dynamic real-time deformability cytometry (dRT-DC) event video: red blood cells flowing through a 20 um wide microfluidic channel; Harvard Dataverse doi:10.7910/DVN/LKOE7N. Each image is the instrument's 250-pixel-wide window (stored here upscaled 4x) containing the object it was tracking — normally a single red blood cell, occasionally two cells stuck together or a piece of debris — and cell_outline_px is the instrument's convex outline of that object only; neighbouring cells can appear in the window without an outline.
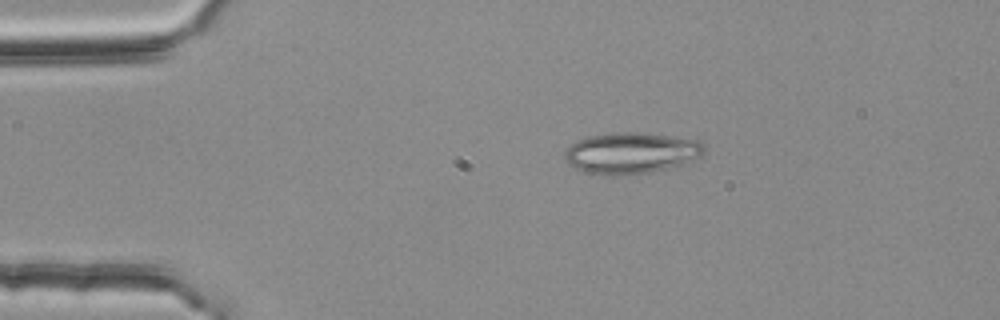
{"species": "common noctule bat (a hibernating species)", "species_latin": "Nyctalus noctula", "temperature_condition": "room temperature", "stored_images_in_passage": 7, "camera_frame_rate_fps": 3000, "um_per_image_px": 0.085, "animal": {"sex": "female", "body_mass_g": 25.1}, "frame": {"image": 1, "passage_image": 1, "time_ms": 0.0, "image_size_px": [1000, 320], "cell_outline_px": [[704, 152], [700, 156], [680, 164], [652, 172], [588, 172], [576, 168], [564, 156], [564, 152], [572, 144], [588, 136], [620, 132], [640, 132], [700, 140], [704, 144]], "centroid_in_image_um": [53.71, 12.94], "position_along_channel_um": 31.3, "area_um2": 32.02}}